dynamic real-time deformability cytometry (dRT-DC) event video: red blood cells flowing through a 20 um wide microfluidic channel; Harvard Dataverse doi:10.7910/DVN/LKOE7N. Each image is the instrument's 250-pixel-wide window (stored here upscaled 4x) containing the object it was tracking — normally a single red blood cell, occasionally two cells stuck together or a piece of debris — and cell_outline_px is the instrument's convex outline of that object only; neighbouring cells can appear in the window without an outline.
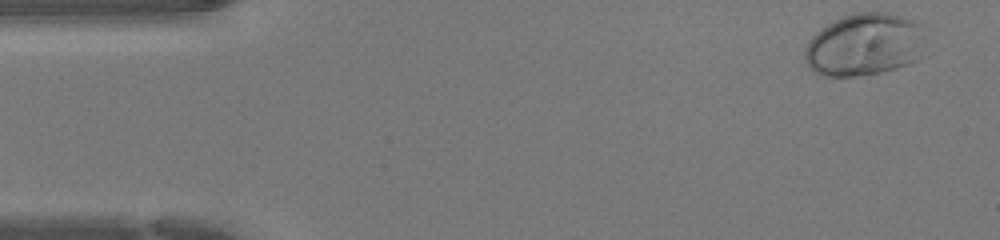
{"species": "human", "species_latin": "Homo sapiens", "temperature_condition": "warm", "stored_images_in_passage": 45, "camera_frame_rate_fps": 3000, "um_per_image_px": 0.085, "donor": {"sex": "female"}, "frame": {"image": 1, "passage_image": 1, "time_ms": 0.0, "image_size_px": [1000, 240], "cell_outline_px": [[928, 56], [908, 64], [896, 68], [880, 72], [856, 76], [820, 76], [804, 64], [804, 48], [808, 40], [816, 32], [832, 20], [852, 12], [888, 12], [912, 20], [920, 24], [924, 28]], "centroid_in_image_um": [73.52, 3.8], "position_along_channel_um": 11.5, "area_um2": 45.37}}
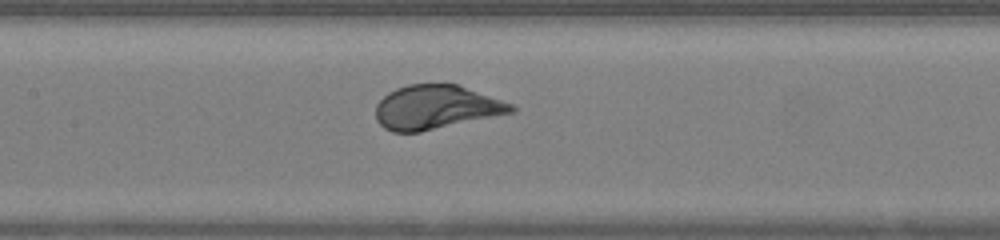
{"frame": {"image": 2, "passage_image": 20, "time_ms": 6.333, "image_size_px": [1000, 240], "cell_outline_px": [[516, 112], [420, 132], [392, 132], [384, 128], [376, 120], [376, 104], [388, 92], [396, 88], [408, 84], [456, 84], [512, 104], [516, 108]], "centroid_in_image_um": [37.04, 9.13], "position_along_channel_um": 170.4, "area_um2": 34.62}}
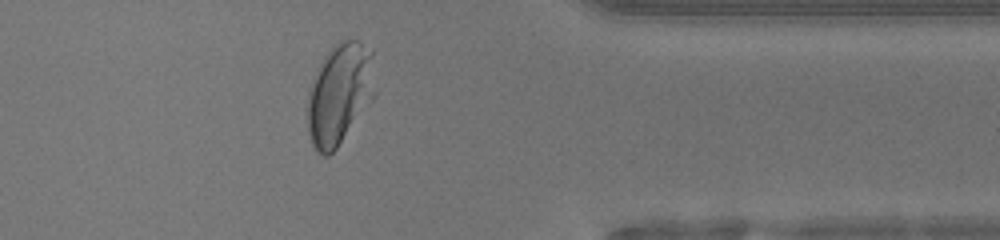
{"frame": {"image": 3, "passage_image": 36, "time_ms": 11.667, "image_size_px": [1000, 240], "cell_outline_px": [[376, 96], [336, 148], [328, 156], [324, 156], [316, 152], [312, 144], [308, 132], [308, 92], [316, 68], [332, 44], [344, 40], [360, 40], [372, 52], [376, 92]], "centroid_in_image_um": [28.87, 7.96], "position_along_channel_um": 382.5, "area_um2": 40.29}, "authors_computed_cell_mechanics": {"area_um2": 37.1654, "velocity_mm_per_s": 4.2861, "shape_relaxation_time_tau1_ms": 2.1126, "shape_relaxation_time_tau2_ms": null, "deformation_change_tau1": 0.1733, "deformation_change_tau2": null}}